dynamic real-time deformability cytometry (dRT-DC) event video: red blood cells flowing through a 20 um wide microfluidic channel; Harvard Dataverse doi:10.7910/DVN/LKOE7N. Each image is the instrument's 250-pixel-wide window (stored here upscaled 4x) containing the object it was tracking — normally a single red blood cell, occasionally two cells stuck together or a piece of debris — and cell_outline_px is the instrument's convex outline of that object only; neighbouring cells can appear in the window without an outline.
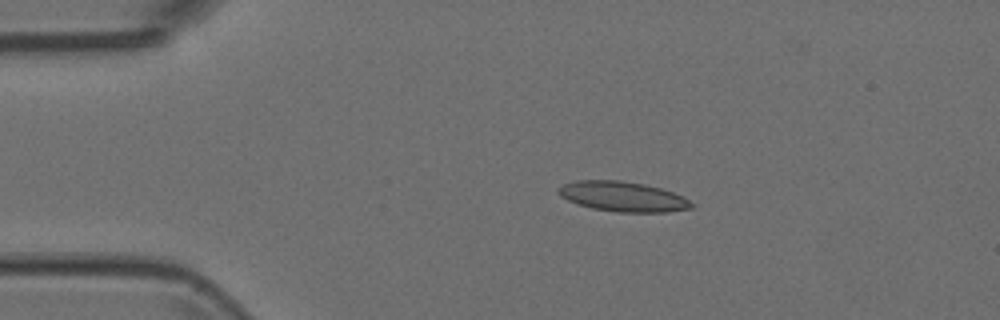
{"species": "Egyptian fruit bat (a non-hibernating species)", "species_latin": "Rousettus aegyptiacus", "temperature_condition": "room temperature", "stored_images_in_passage": 5, "camera_frame_rate_fps": 3000, "um_per_image_px": 0.085, "animal": {"sex": "female"}, "frame": {"image": 1, "passage_image": 2, "time_ms": 0.333, "image_size_px": [1000, 320], "cell_outline_px": [[696, 208], [668, 212], [616, 212], [592, 208], [576, 204], [560, 196], [556, 192], [556, 188], [560, 184], [576, 180], [620, 180], [644, 184], [660, 188], [684, 196], [696, 204]], "centroid_in_image_um": [52.94, 16.71], "position_along_channel_um": 32.1, "area_um2": 23.76}}
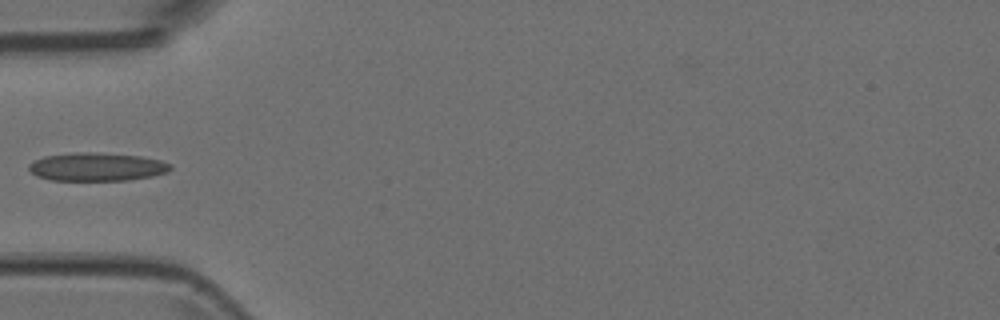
{"frame": {"image": 2, "passage_image": 4, "time_ms": 1.0, "image_size_px": [1000, 320], "cell_outline_px": [[172, 168], [168, 172], [152, 176], [128, 180], [52, 180], [36, 176], [28, 168], [28, 164], [44, 156], [76, 152], [92, 152], [140, 156], [160, 160], [172, 164]], "centroid_in_image_um": [8.25, 14.18], "position_along_channel_um": 76.8, "area_um2": 23.29}}
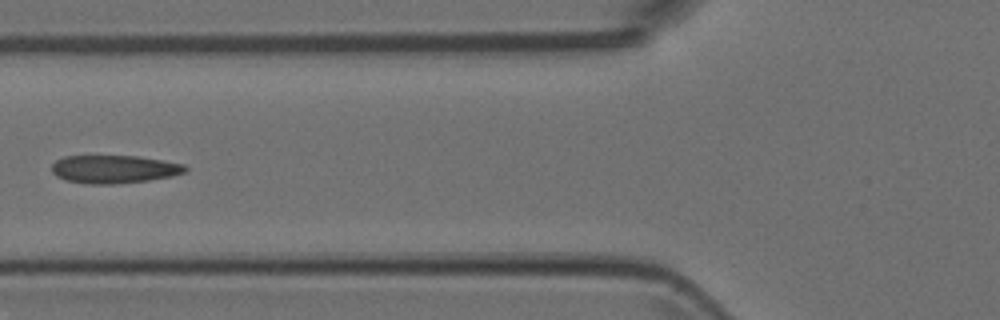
{"frame": {"image": 3, "passage_image": 5, "time_ms": 1.333, "image_size_px": [1000, 320], "cell_outline_px": [[188, 172], [172, 176], [148, 180], [112, 184], [88, 184], [64, 180], [56, 176], [52, 172], [52, 164], [56, 160], [64, 156], [136, 156], [184, 164], [188, 168]], "centroid_in_image_um": [9.69, 14.38], "position_along_channel_um": 116.1, "area_um2": 21.85}}